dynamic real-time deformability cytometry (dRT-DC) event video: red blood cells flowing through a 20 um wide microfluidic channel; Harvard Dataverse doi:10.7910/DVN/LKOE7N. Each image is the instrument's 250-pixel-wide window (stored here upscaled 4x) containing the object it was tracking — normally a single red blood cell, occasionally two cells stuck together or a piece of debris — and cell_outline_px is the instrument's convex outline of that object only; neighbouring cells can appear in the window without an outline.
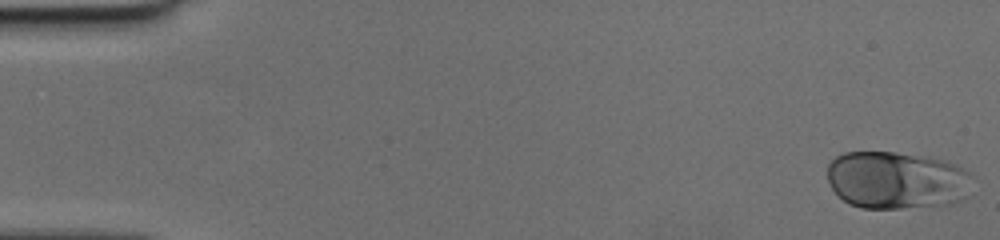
{"species": "human", "species_latin": "Homo sapiens", "temperature_condition": "cold", "stored_images_in_passage": 43, "camera_frame_rate_fps": 3000, "um_per_image_px": 0.085, "donor": {"sex": "female"}, "frame": {"image": 1, "passage_image": 1, "time_ms": 0.0, "image_size_px": [1000, 240], "cell_outline_px": [[976, 176], [960, 200], [952, 204], [900, 208], [860, 208], [848, 204], [832, 188], [828, 180], [828, 164], [836, 156], [844, 152], [896, 152], [928, 156], [956, 164]], "centroid_in_image_um": [76.22, 15.3], "position_along_channel_um": 8.8, "area_um2": 48.96}}
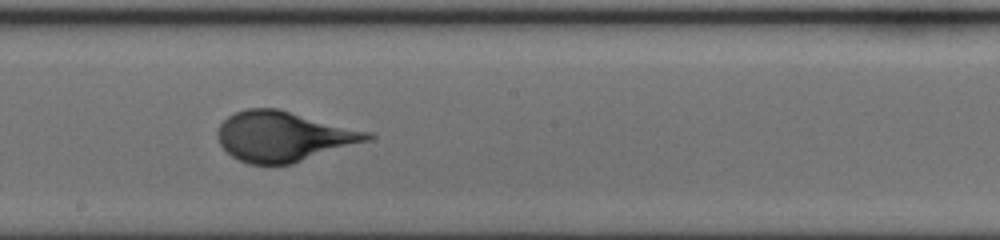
{"frame": {"image": 2, "passage_image": 28, "time_ms": 9.0, "image_size_px": [1000, 240], "cell_outline_px": [[376, 136], [372, 140], [292, 164], [248, 164], [232, 156], [220, 144], [216, 132], [220, 124], [228, 116], [236, 112], [248, 108], [276, 108], [372, 132]], "centroid_in_image_um": [24.14, 11.6], "position_along_channel_um": 224.1, "area_um2": 43.75}}
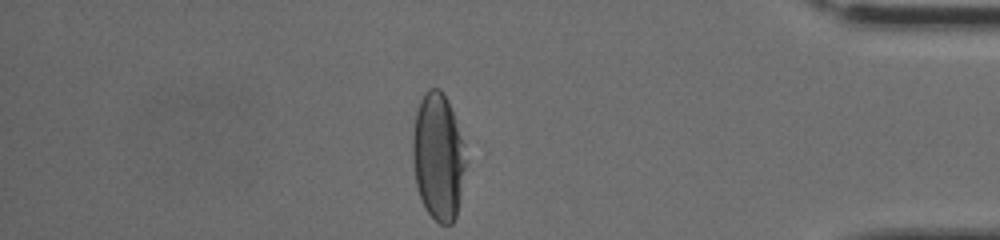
{"frame": {"image": 3, "passage_image": 43, "time_ms": 14.0, "image_size_px": [1000, 240], "cell_outline_px": [[464, 168], [456, 216], [452, 224], [440, 224], [424, 208], [420, 200], [416, 184], [412, 160], [412, 136], [416, 112], [420, 100], [424, 92], [428, 88], [440, 88], [448, 100], [464, 144]], "centroid_in_image_um": [37.2, 13.29], "position_along_channel_um": 398.0, "area_um2": 39.07}}